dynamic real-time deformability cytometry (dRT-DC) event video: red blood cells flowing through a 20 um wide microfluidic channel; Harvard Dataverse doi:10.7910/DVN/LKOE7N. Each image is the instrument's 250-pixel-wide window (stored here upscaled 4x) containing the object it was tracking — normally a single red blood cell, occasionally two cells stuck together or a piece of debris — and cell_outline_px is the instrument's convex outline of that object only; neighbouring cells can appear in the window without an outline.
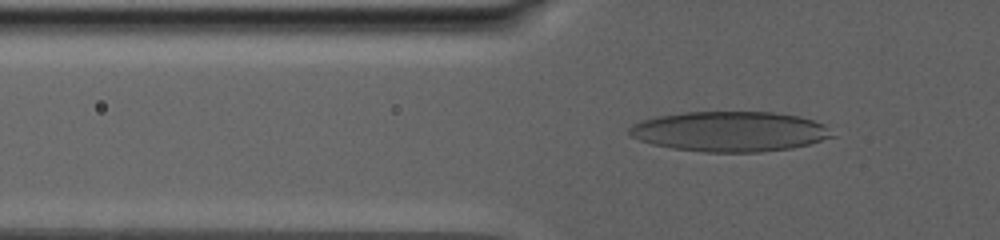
{"species": "human", "species_latin": "Homo sapiens", "temperature_condition": "warm", "stored_images_in_passage": 57, "camera_frame_rate_fps": 3000, "um_per_image_px": 0.085, "donor": {"sex": "male"}, "frame": {"image": 1, "passage_image": 11, "time_ms": 3.0, "image_size_px": [1000, 240], "cell_outline_px": [[836, 136], [808, 144], [792, 148], [760, 152], [704, 152], [672, 148], [652, 144], [628, 136], [628, 128], [632, 124], [640, 120], [656, 116], [684, 112], [772, 112], [800, 116], [824, 124]], "centroid_in_image_um": [62.0, 11.17], "position_along_channel_um": 63.8, "area_um2": 47.69}}
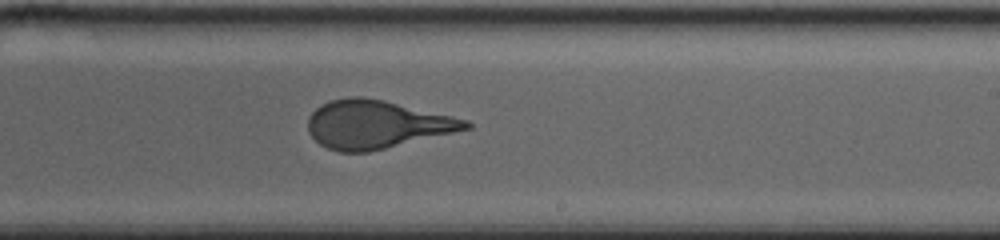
{"frame": {"image": 2, "passage_image": 32, "time_ms": 11.0, "image_size_px": [1000, 240], "cell_outline_px": [[472, 128], [368, 152], [340, 152], [328, 148], [320, 144], [308, 132], [308, 116], [320, 104], [332, 100], [348, 96], [360, 96], [384, 100], [468, 120], [472, 124]], "centroid_in_image_um": [31.98, 10.57], "position_along_channel_um": 257.0, "area_um2": 44.04}}
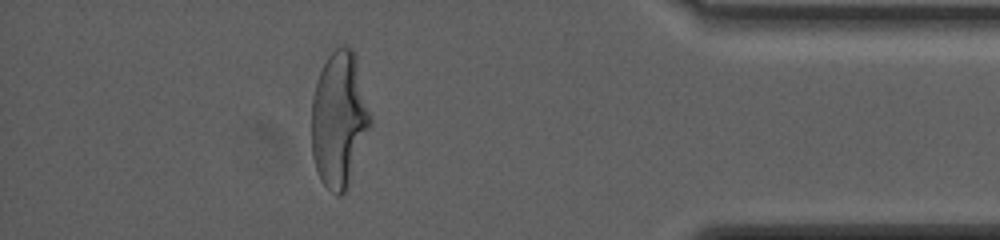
{"frame": {"image": 3, "passage_image": 51, "time_ms": 18.0, "image_size_px": [1000, 240], "cell_outline_px": [[372, 128], [348, 188], [340, 196], [336, 196], [320, 180], [312, 156], [312, 96], [316, 80], [328, 56], [336, 48], [344, 44], [348, 44], [352, 48], [356, 56], [372, 116]], "centroid_in_image_um": [28.86, 10.17], "position_along_channel_um": 406.3, "area_um2": 47.45}, "authors_computed_cell_mechanics": {"area_um2": 45.6042, "velocity_mm_per_s": 2.5613, "shape_relaxation_time_tau1_ms": 7.9166, "shape_relaxation_time_tau2_ms": null, "deformation_change_tau1": 0.2382, "deformation_change_tau2": null}}